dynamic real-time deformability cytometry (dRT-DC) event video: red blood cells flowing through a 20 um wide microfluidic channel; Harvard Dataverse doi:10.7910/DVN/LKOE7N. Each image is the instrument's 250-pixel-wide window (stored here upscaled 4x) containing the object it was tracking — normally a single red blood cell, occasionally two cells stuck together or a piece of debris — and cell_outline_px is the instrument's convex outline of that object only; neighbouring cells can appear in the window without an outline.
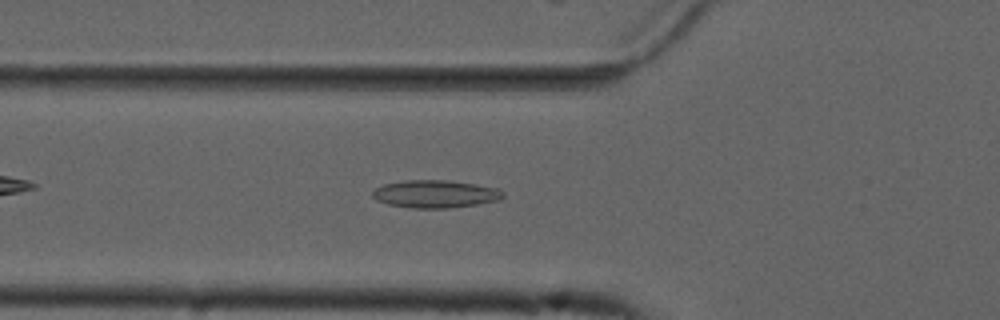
{"species": "common noctule bat (a hibernating species)", "species_latin": "Nyctalus noctula", "temperature_condition": "cold", "stored_images_in_passage": 44, "camera_frame_rate_fps": 3000, "um_per_image_px": 0.085, "animal": {"sex": "male", "forearm_length_mm": 52.5}, "frame": {"image": 1, "passage_image": 9, "time_ms": 2.667, "image_size_px": [1000, 320], "cell_outline_px": [[504, 196], [500, 200], [476, 204], [448, 208], [412, 208], [388, 204], [376, 200], [372, 196], [372, 192], [376, 188], [384, 184], [404, 180], [448, 180], [500, 188], [504, 192]], "centroid_in_image_um": [37.01, 16.48], "position_along_channel_um": 88.8, "area_um2": 21.1}}
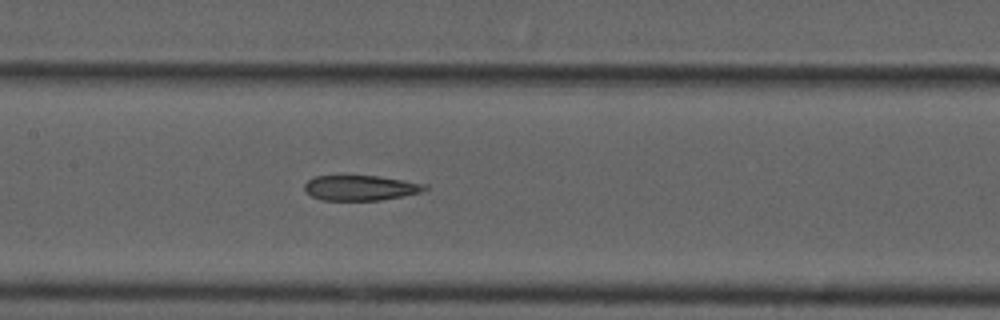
{"frame": {"image": 2, "passage_image": 16, "time_ms": 5.0, "image_size_px": [1000, 320], "cell_outline_px": [[428, 188], [420, 192], [404, 196], [380, 200], [320, 200], [312, 196], [304, 188], [304, 184], [308, 180], [316, 176], [380, 176], [428, 184]], "centroid_in_image_um": [30.67, 15.97], "position_along_channel_um": 176.7, "area_um2": 17.63}}
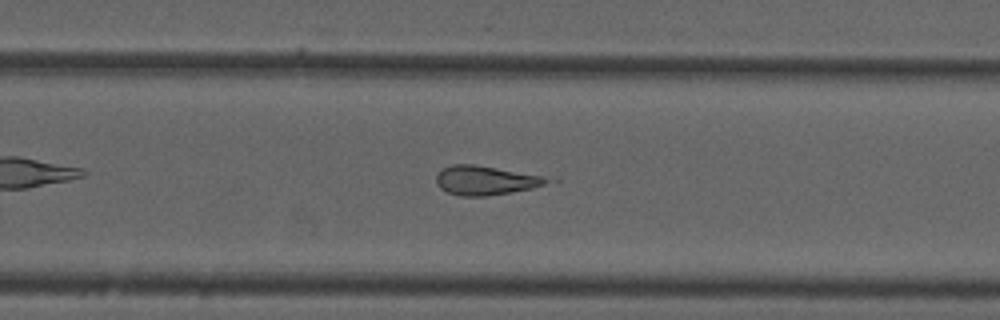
{"frame": {"image": 3, "passage_image": 25, "time_ms": 8.0, "image_size_px": [1000, 320], "cell_outline_px": [[560, 180], [532, 188], [488, 196], [460, 196], [448, 192], [440, 188], [436, 184], [436, 176], [444, 168], [452, 164], [472, 164], [560, 176]], "centroid_in_image_um": [41.5, 15.31], "position_along_channel_um": 288.3, "area_um2": 19.77}, "authors_computed_cell_mechanics": {"area_um2": 19.7387, "velocity_mm_per_s": 3.749, "shape_relaxation_time_tau1_ms": null, "shape_relaxation_time_tau2_ms": 4.0018, "deformation_change_tau1": null, "deformation_change_tau2": 0.144}}